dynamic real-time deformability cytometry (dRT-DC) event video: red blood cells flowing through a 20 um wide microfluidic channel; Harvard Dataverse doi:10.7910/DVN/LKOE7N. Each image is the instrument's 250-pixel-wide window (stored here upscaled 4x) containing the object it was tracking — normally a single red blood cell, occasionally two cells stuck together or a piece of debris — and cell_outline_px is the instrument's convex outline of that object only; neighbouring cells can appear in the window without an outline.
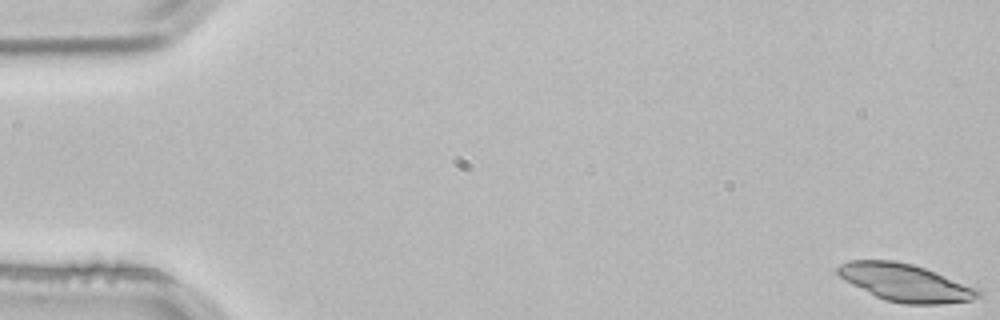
{"species": "common noctule bat (a hibernating species)", "species_latin": "Nyctalus noctula", "temperature_condition": "room temperature", "stored_images_in_passage": 3, "camera_frame_rate_fps": 3000, "um_per_image_px": 0.085, "animal": {"sex": "male", "body_mass_g": 21.5, "forearm_length_mm": 52.0}, "frame": {"image": 1, "passage_image": 1, "time_ms": 0.0, "image_size_px": [1000, 320], "cell_outline_px": [[980, 296], [972, 300], [940, 304], [904, 304], [884, 300], [844, 280], [836, 272], [836, 268], [840, 264], [848, 260], [892, 260], [912, 264], [936, 272], [976, 288], [980, 292]], "centroid_in_image_um": [76.92, 24.02], "position_along_channel_um": 8.1, "area_um2": 30.4}}